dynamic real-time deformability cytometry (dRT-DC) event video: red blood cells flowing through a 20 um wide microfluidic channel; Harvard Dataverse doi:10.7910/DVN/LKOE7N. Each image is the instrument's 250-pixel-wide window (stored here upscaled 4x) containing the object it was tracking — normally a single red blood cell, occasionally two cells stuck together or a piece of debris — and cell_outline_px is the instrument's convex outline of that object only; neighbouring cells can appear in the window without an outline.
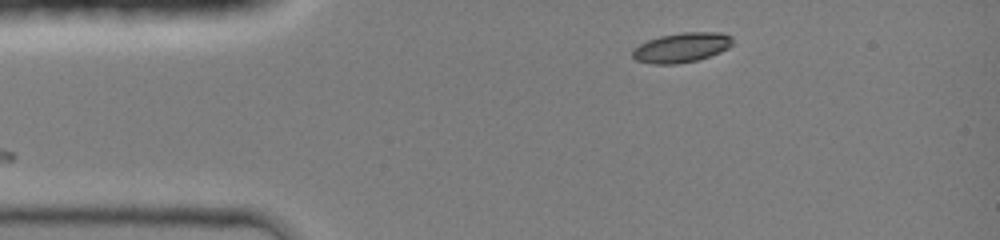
{"species": "common noctule bat (a hibernating species)", "species_latin": "Nyctalus noctula", "temperature_condition": "room temperature", "stored_images_in_passage": 34, "camera_frame_rate_fps": 3000, "um_per_image_px": 0.085, "animal": {"sex": "female", "body_mass_g": 19.0, "forearm_length_mm": 51.5}, "frame": {"image": 1, "passage_image": 1, "time_ms": 0.0, "image_size_px": [1000, 240], "cell_outline_px": [[732, 44], [728, 48], [720, 52], [696, 60], [676, 64], [652, 64], [636, 60], [632, 56], [632, 48], [648, 40], [660, 36], [680, 32], [720, 32], [732, 36]], "centroid_in_image_um": [57.91, 4.03], "position_along_channel_um": 27.1, "area_um2": 17.34}}
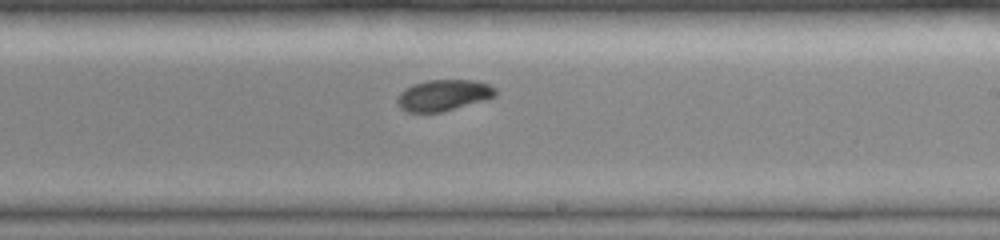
{"frame": {"image": 2, "passage_image": 20, "time_ms": 6.333, "image_size_px": [1000, 240], "cell_outline_px": [[496, 96], [484, 100], [440, 112], [408, 112], [400, 108], [396, 104], [396, 100], [400, 92], [404, 88], [412, 84], [428, 80], [476, 80], [488, 84], [496, 88]], "centroid_in_image_um": [37.66, 8.08], "position_along_channel_um": 251.3, "area_um2": 17.86}}
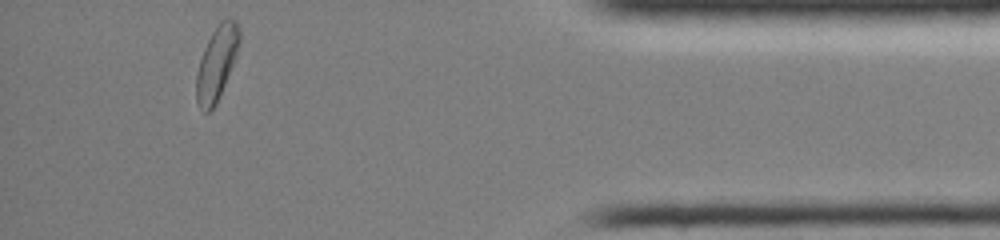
{"frame": {"image": 3, "passage_image": 34, "time_ms": 11.0, "image_size_px": [1000, 240], "cell_outline_px": [[240, 40], [236, 56], [216, 104], [208, 112], [204, 112], [196, 100], [196, 72], [204, 48], [212, 32], [220, 20], [224, 16], [228, 16], [236, 20], [240, 32]], "centroid_in_image_um": [18.42, 5.3], "position_along_channel_um": 416.8, "area_um2": 18.5}, "authors_computed_cell_mechanics": {"area_um2": 18.0336, "velocity_mm_per_s": 4.292, "shape_relaxation_time_tau1_ms": 2.9023, "shape_relaxation_time_tau2_ms": null, "deformation_change_tau1": 0.121, "deformation_change_tau2": null}}